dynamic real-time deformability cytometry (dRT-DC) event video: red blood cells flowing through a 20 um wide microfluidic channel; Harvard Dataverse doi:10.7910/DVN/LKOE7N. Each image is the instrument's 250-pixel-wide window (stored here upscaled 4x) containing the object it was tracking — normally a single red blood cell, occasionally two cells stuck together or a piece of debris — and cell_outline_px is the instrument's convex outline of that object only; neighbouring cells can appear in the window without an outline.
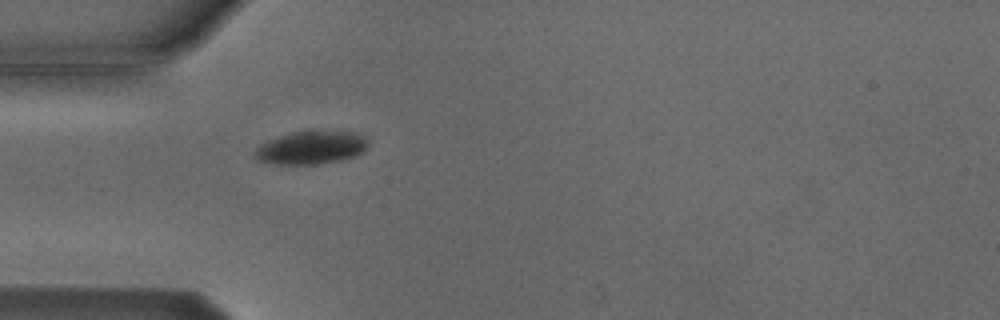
{"species": "Egyptian fruit bat (a non-hibernating species)", "species_latin": "Rousettus aegyptiacus", "temperature_condition": "cold", "stored_images_in_passage": 1, "camera_frame_rate_fps": 3000, "um_per_image_px": 0.085, "animal": {"sex": "male"}, "frame": {"image": 1, "passage_image": 1, "time_ms": 0.0, "image_size_px": [1000, 320], "cell_outline_px": [[368, 144], [364, 152], [356, 156], [340, 160], [316, 164], [276, 164], [256, 160], [252, 156], [256, 148], [260, 144], [276, 136], [292, 132], [312, 128], [320, 128], [352, 132], [364, 136], [368, 140]], "centroid_in_image_um": [26.44, 12.5], "position_along_channel_um": 58.6, "area_um2": 22.77}}